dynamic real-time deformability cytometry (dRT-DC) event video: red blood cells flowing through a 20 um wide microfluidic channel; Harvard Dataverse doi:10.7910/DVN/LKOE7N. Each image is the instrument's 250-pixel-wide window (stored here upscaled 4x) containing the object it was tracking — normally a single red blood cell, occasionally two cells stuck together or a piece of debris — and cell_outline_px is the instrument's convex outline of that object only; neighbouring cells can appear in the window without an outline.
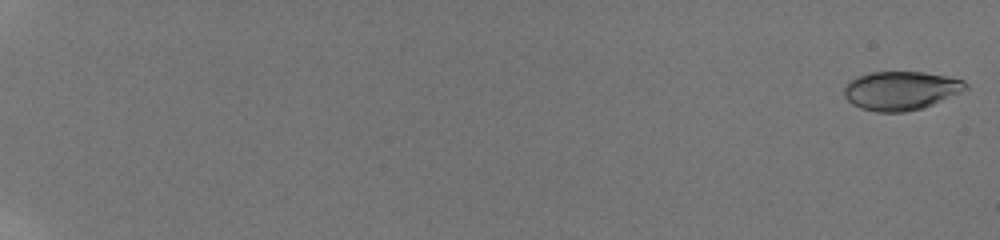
{"species": "human", "species_latin": "Homo sapiens", "temperature_condition": "room temperature", "stored_images_in_passage": 53, "camera_frame_rate_fps": 3000, "um_per_image_px": 0.085, "donor": {"sex": "male"}, "frame": {"image": 1, "passage_image": 1, "time_ms": 0.0, "image_size_px": [1000, 240], "cell_outline_px": [[968, 88], [960, 92], [924, 108], [904, 112], [876, 112], [860, 108], [852, 104], [844, 96], [844, 88], [848, 80], [856, 76], [868, 72], [924, 72], [948, 76], [964, 80], [968, 84]], "centroid_in_image_um": [76.55, 7.69], "position_along_channel_um": 8.5, "area_um2": 27.69}}
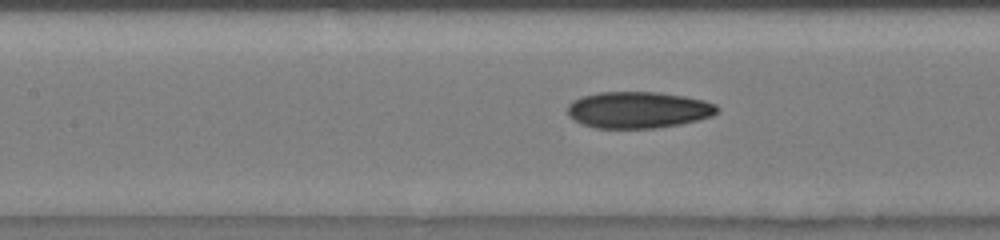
{"frame": {"image": 2, "passage_image": 26, "time_ms": 10.333, "image_size_px": [1000, 240], "cell_outline_px": [[720, 108], [712, 116], [680, 124], [652, 128], [596, 128], [584, 124], [576, 120], [568, 112], [568, 104], [572, 100], [580, 96], [596, 92], [660, 92], [684, 96], [704, 100], [716, 104]], "centroid_in_image_um": [54.26, 9.32], "position_along_channel_um": 153.1, "area_um2": 31.79}}
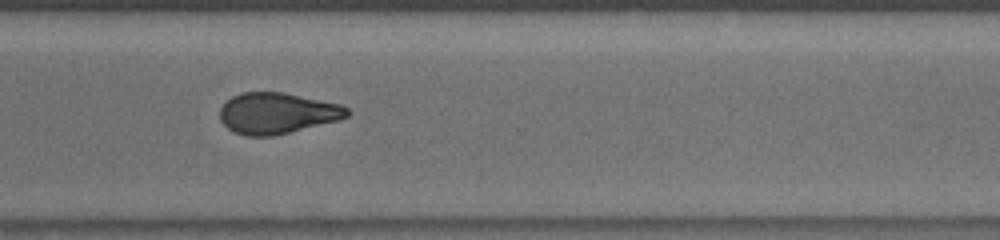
{"frame": {"image": 3, "passage_image": 39, "time_ms": 15.333, "image_size_px": [1000, 240], "cell_outline_px": [[352, 112], [348, 116], [340, 120], [272, 136], [248, 136], [236, 132], [228, 128], [220, 120], [220, 108], [232, 96], [240, 92], [284, 92], [340, 104], [348, 108]], "centroid_in_image_um": [23.58, 9.61], "position_along_channel_um": 347.0, "area_um2": 30.4}, "authors_computed_cell_mechanics": {"area_um2": 30.2872, "velocity_mm_per_s": 3.8895, "shape_relaxation_time_tau1_ms": 7.449, "shape_relaxation_time_tau2_ms": 3.112, "deformation_change_tau1": 0.1872, "deformation_change_tau2": 0.0896}}